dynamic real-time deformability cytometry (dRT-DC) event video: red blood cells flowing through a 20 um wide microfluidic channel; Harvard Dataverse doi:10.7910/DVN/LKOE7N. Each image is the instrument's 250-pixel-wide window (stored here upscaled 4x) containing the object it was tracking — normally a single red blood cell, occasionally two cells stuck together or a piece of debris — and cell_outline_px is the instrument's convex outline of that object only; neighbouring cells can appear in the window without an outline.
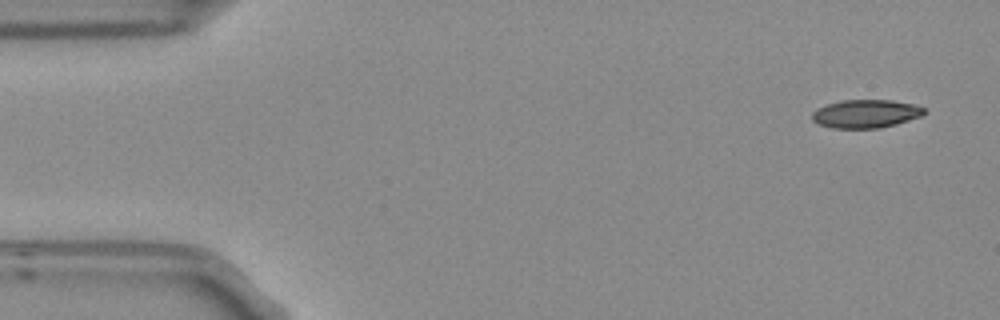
{"species": "Egyptian fruit bat (a non-hibernating species)", "species_latin": "Rousettus aegyptiacus", "temperature_condition": "room temperature", "stored_images_in_passage": 5, "camera_frame_rate_fps": 3000, "um_per_image_px": 0.085, "frame": {"image": 1, "passage_image": 1, "time_ms": 0.0, "image_size_px": [1000, 320], "cell_outline_px": [[928, 112], [920, 116], [896, 124], [880, 128], [832, 128], [816, 124], [812, 120], [812, 112], [816, 108], [840, 100], [892, 100], [916, 104], [924, 108]], "centroid_in_image_um": [73.58, 9.66], "position_along_channel_um": 11.4, "area_um2": 18.67}}
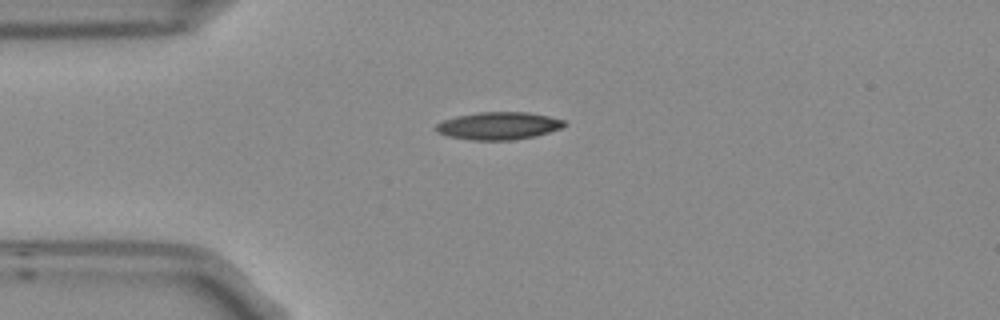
{"frame": {"image": 2, "passage_image": 4, "time_ms": 1.0, "image_size_px": [1000, 320], "cell_outline_px": [[568, 124], [560, 128], [536, 136], [512, 140], [472, 140], [448, 136], [436, 132], [436, 124], [444, 120], [456, 116], [480, 112], [528, 112], [548, 116], [564, 120]], "centroid_in_image_um": [42.38, 10.69], "position_along_channel_um": 42.6, "area_um2": 20.58}}
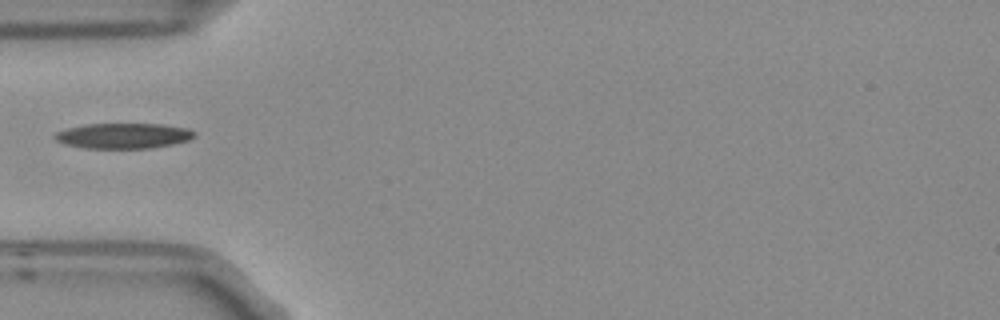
{"frame": {"image": 3, "passage_image": 5, "time_ms": 1.333, "image_size_px": [1000, 320], "cell_outline_px": [[196, 136], [188, 140], [172, 144], [148, 148], [84, 148], [64, 144], [56, 140], [52, 136], [56, 132], [68, 128], [84, 124], [164, 124], [188, 128], [196, 132]], "centroid_in_image_um": [10.49, 11.53], "position_along_channel_um": 74.5, "area_um2": 20.69}}